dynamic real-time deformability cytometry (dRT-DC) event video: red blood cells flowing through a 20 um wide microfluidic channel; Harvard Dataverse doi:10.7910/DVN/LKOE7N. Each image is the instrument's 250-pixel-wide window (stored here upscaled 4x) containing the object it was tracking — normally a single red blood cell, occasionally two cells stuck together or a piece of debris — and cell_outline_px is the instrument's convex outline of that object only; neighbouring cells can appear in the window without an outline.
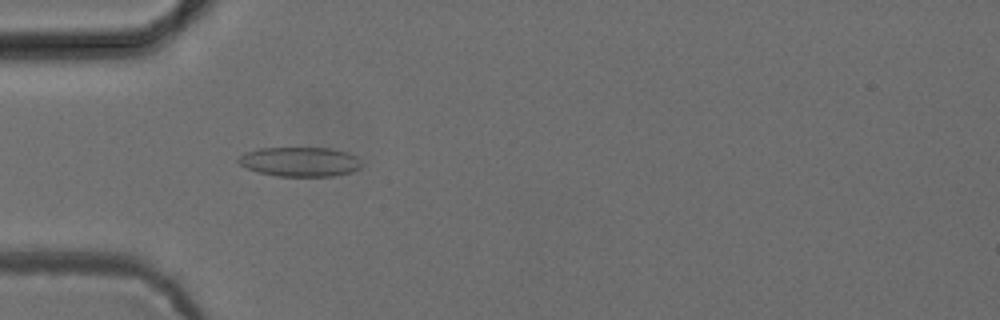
{"species": "common noctule bat (a hibernating species)", "species_latin": "Nyctalus noctula", "temperature_condition": "cold", "stored_images_in_passage": 52, "camera_frame_rate_fps": 3000, "um_per_image_px": 0.085, "animal": {"sex": "female", "body_mass_g": 24.6, "forearm_length_mm": 56.2}, "frame": {"image": 1, "passage_image": 16, "time_ms": 5.0, "image_size_px": [1000, 320], "cell_outline_px": [[364, 164], [360, 168], [352, 172], [332, 176], [276, 176], [260, 172], [248, 168], [240, 164], [236, 160], [244, 152], [260, 148], [332, 148], [348, 152], [356, 156]], "centroid_in_image_um": [25.54, 13.74], "position_along_channel_um": 59.5, "area_um2": 21.27}}
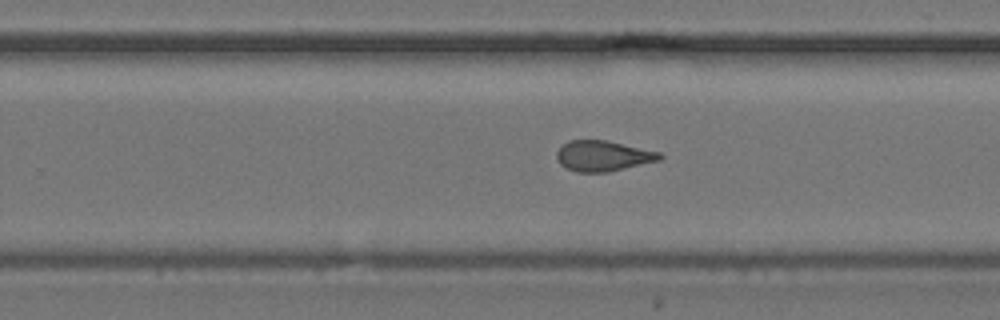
{"frame": {"image": 2, "passage_image": 33, "time_ms": 10.667, "image_size_px": [1000, 320], "cell_outline_px": [[664, 156], [660, 160], [608, 172], [576, 172], [560, 164], [556, 156], [556, 152], [568, 140], [604, 140], [660, 152]], "centroid_in_image_um": [51.25, 13.25], "position_along_channel_um": 278.5, "area_um2": 18.15}}
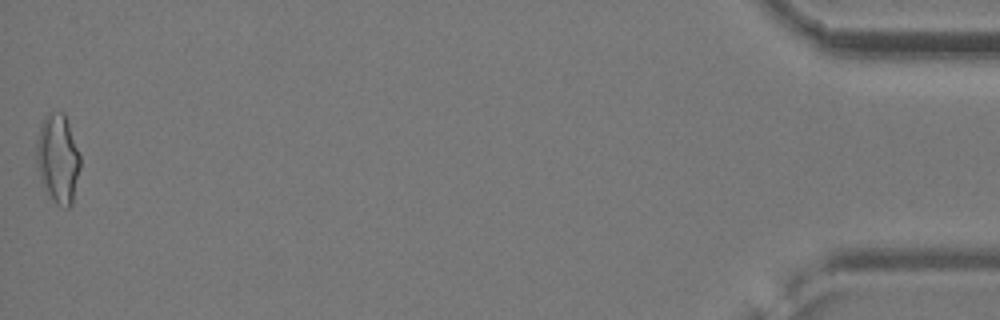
{"frame": {"image": 3, "passage_image": 52, "time_ms": 17.0, "image_size_px": [1000, 320], "cell_outline_px": [[80, 168], [72, 204], [68, 208], [64, 208], [56, 204], [52, 200], [40, 180], [36, 164], [36, 140], [40, 124], [44, 116], [48, 112], [64, 112], [80, 156]], "centroid_in_image_um": [4.9, 13.49], "position_along_channel_um": 430.3, "area_um2": 22.89}, "authors_computed_cell_mechanics": {"area_um2": 19.3052, "velocity_mm_per_s": 3.9305, "shape_relaxation_time_tau1_ms": null, "shape_relaxation_time_tau2_ms": 1.8421, "deformation_change_tau1": null, "deformation_change_tau2": 0.0877}}